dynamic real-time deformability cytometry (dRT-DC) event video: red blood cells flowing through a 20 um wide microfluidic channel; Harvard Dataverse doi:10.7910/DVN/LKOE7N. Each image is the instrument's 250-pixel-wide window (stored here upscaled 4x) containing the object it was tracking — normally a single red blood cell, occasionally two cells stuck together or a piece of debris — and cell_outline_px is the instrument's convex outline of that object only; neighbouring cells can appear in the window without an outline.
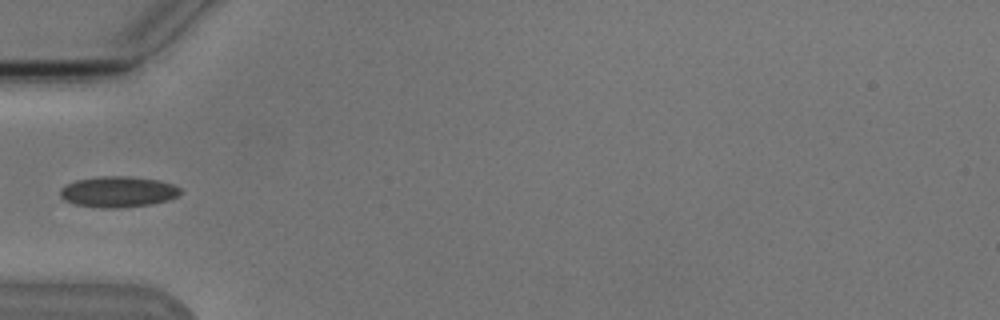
{"species": "Egyptian fruit bat (a non-hibernating species)", "species_latin": "Rousettus aegyptiacus", "temperature_condition": "cold", "stored_images_in_passage": 6, "camera_frame_rate_fps": 3000, "um_per_image_px": 0.085, "animal": {"sex": "male"}, "frame": {"image": 1, "passage_image": 5, "time_ms": 5.0, "image_size_px": [1000, 320], "cell_outline_px": [[180, 192], [176, 196], [168, 200], [152, 204], [120, 208], [96, 208], [72, 204], [64, 200], [60, 196], [60, 188], [76, 180], [104, 176], [132, 176], [160, 180], [172, 184], [180, 188]], "centroid_in_image_um": [10.01, 16.31], "position_along_channel_um": 75.0, "area_um2": 21.79}}